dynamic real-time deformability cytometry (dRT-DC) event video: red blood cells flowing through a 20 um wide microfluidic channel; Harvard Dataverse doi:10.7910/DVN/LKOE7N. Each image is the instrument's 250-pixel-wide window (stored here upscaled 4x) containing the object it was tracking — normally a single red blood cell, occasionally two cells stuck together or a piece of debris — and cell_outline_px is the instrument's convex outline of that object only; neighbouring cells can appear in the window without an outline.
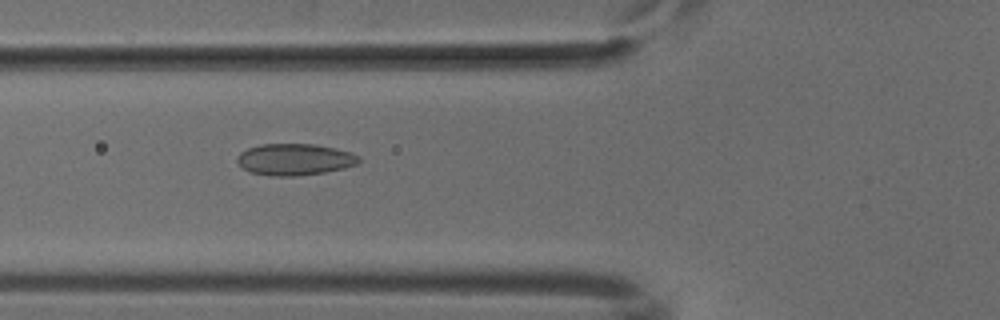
{"species": "common noctule bat (a hibernating species)", "species_latin": "Nyctalus noctula", "temperature_condition": "cold", "stored_images_in_passage": 36, "camera_frame_rate_fps": 3000, "um_per_image_px": 0.085, "animal": {"sex": "male", "body_mass_g": 18.8}, "frame": {"image": 1, "passage_image": 3, "time_ms": 0.667, "image_size_px": [1000, 320], "cell_outline_px": [[360, 160], [356, 164], [344, 168], [324, 172], [296, 176], [272, 176], [252, 172], [244, 168], [236, 160], [240, 152], [248, 148], [260, 144], [312, 144], [336, 148], [352, 152], [360, 156]], "centroid_in_image_um": [25.07, 13.54], "position_along_channel_um": 100.7, "area_um2": 22.31}}
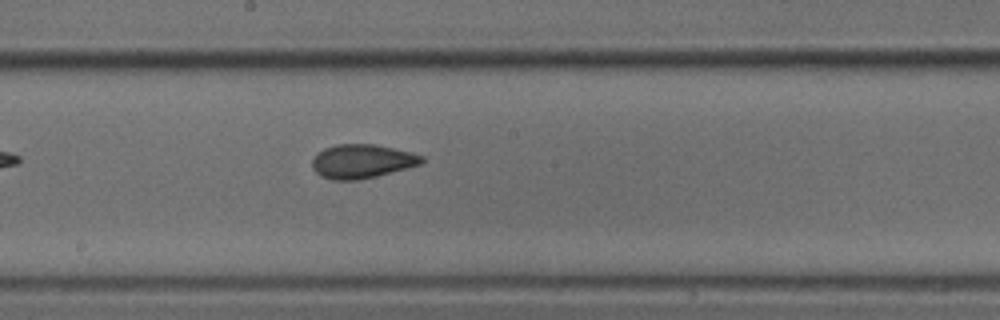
{"frame": {"image": 2, "passage_image": 12, "time_ms": 3.667, "image_size_px": [1000, 320], "cell_outline_px": [[424, 160], [420, 164], [376, 176], [356, 180], [332, 180], [320, 176], [312, 168], [312, 160], [324, 148], [336, 144], [376, 144], [412, 152], [424, 156]], "centroid_in_image_um": [30.76, 13.7], "position_along_channel_um": 217.4, "area_um2": 21.56}}
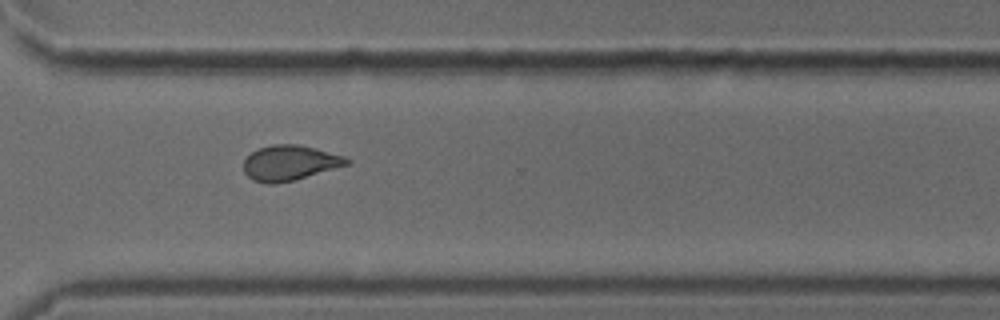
{"frame": {"image": 3, "passage_image": 22, "time_ms": 7.0, "image_size_px": [1000, 320], "cell_outline_px": [[352, 160], [348, 164], [296, 180], [276, 184], [268, 184], [252, 180], [244, 172], [244, 160], [252, 152], [260, 148], [272, 144], [300, 144], [316, 148], [344, 156]], "centroid_in_image_um": [24.63, 13.85], "position_along_channel_um": 346.0, "area_um2": 21.21}}